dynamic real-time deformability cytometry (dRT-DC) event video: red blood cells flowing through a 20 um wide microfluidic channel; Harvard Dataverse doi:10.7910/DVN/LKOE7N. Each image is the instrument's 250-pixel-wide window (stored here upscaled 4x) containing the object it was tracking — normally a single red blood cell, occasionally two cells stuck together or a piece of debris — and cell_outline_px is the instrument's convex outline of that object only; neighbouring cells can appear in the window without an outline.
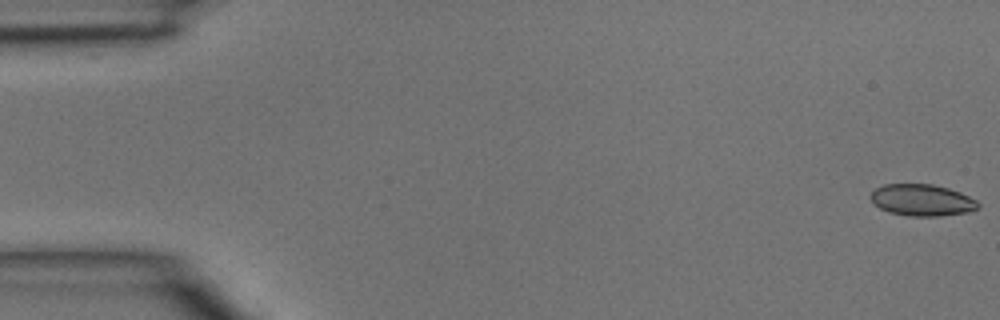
{"species": "common noctule bat (a hibernating species)", "species_latin": "Nyctalus noctula", "temperature_condition": "room temperature", "stored_images_in_passage": 6, "camera_frame_rate_fps": 3000, "um_per_image_px": 0.085, "animal": {"sex": "male", "body_mass_g": 15.6}, "frame": {"image": 1, "passage_image": 1, "time_ms": 0.0, "image_size_px": [1000, 320], "cell_outline_px": [[980, 208], [968, 212], [940, 216], [908, 216], [888, 212], [872, 204], [868, 196], [876, 188], [884, 184], [932, 184], [948, 188], [960, 192], [976, 200], [980, 204]], "centroid_in_image_um": [78.35, 17.01], "position_along_channel_um": 6.7, "area_um2": 20.06}}